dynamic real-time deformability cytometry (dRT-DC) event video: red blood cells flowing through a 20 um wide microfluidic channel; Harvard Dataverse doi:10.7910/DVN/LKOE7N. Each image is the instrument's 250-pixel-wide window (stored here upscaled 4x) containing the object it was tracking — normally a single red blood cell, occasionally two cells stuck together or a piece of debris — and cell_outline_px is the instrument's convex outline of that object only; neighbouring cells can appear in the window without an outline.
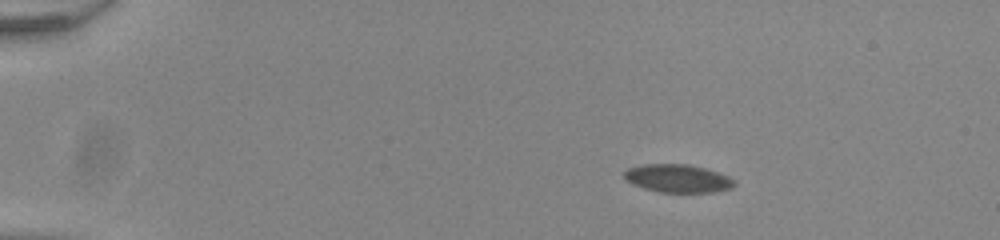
{"species": "common noctule bat (a hibernating species)", "species_latin": "Nyctalus noctula", "temperature_condition": "room temperature", "stored_images_in_passage": 47, "camera_frame_rate_fps": 3000, "um_per_image_px": 0.085, "animal": {"sex": "male", "body_mass_g": 20.0, "forearm_length_mm": 53.3}, "frame": {"image": 1, "passage_image": 1, "time_ms": 0.0, "image_size_px": [1000, 240], "cell_outline_px": [[736, 184], [732, 188], [712, 192], [656, 192], [632, 184], [624, 176], [624, 172], [628, 168], [644, 164], [688, 164], [704, 168], [728, 176], [736, 180]], "centroid_in_image_um": [57.62, 15.17], "position_along_channel_um": 27.4, "area_um2": 17.98}}
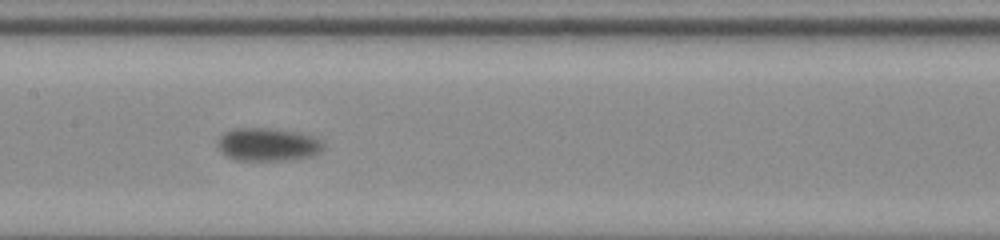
{"frame": {"image": 2, "passage_image": 21, "time_ms": 6.667, "image_size_px": [1000, 240], "cell_outline_px": [[324, 148], [320, 152], [312, 156], [292, 160], [236, 160], [228, 156], [216, 144], [220, 136], [224, 132], [236, 128], [272, 128], [296, 132], [312, 136], [320, 140], [324, 144]], "centroid_in_image_um": [22.79, 12.28], "position_along_channel_um": 184.6, "area_um2": 20.35}}
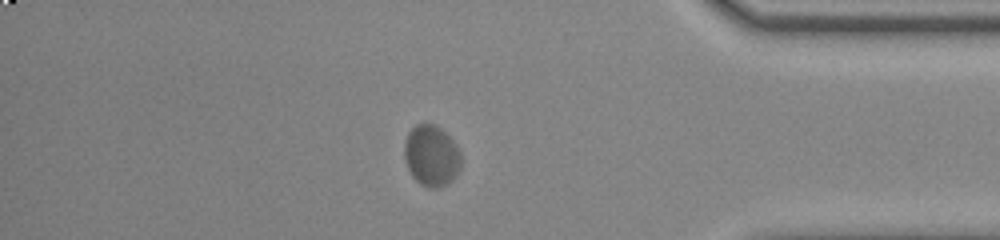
{"frame": {"image": 3, "passage_image": 40, "time_ms": 13.0, "image_size_px": [1000, 240], "cell_outline_px": [[460, 168], [456, 176], [452, 180], [436, 188], [428, 188], [420, 184], [412, 176], [404, 160], [404, 140], [408, 132], [416, 124], [432, 124], [440, 128], [452, 140], [460, 152]], "centroid_in_image_um": [36.64, 13.24], "position_along_channel_um": 398.6, "area_um2": 20.11}, "authors_computed_cell_mechanics": {"area_um2": 19.5942, "velocity_mm_per_s": 3.7434, "shape_relaxation_time_tau1_ms": 3.6112, "shape_relaxation_time_tau2_ms": null, "deformation_change_tau1": 0.0911, "deformation_change_tau2": null}}